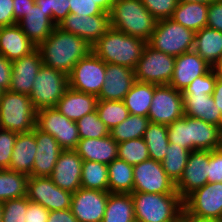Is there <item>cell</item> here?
I'll list each match as a JSON object with an SVG mask.
<instances>
[{"mask_svg": "<svg viewBox=\"0 0 222 222\" xmlns=\"http://www.w3.org/2000/svg\"><path fill=\"white\" fill-rule=\"evenodd\" d=\"M212 97L214 99V102L219 108V110L222 113V77L218 75L215 87H214V92L212 94Z\"/></svg>", "mask_w": 222, "mask_h": 222, "instance_id": "obj_57", "label": "cell"}, {"mask_svg": "<svg viewBox=\"0 0 222 222\" xmlns=\"http://www.w3.org/2000/svg\"><path fill=\"white\" fill-rule=\"evenodd\" d=\"M142 138L146 142L150 159L161 162L169 145L167 125L149 122Z\"/></svg>", "mask_w": 222, "mask_h": 222, "instance_id": "obj_36", "label": "cell"}, {"mask_svg": "<svg viewBox=\"0 0 222 222\" xmlns=\"http://www.w3.org/2000/svg\"><path fill=\"white\" fill-rule=\"evenodd\" d=\"M36 155L30 176L50 177L58 157L63 151L57 140L36 127Z\"/></svg>", "mask_w": 222, "mask_h": 222, "instance_id": "obj_22", "label": "cell"}, {"mask_svg": "<svg viewBox=\"0 0 222 222\" xmlns=\"http://www.w3.org/2000/svg\"><path fill=\"white\" fill-rule=\"evenodd\" d=\"M17 134L16 132L0 129V169L9 168Z\"/></svg>", "mask_w": 222, "mask_h": 222, "instance_id": "obj_48", "label": "cell"}, {"mask_svg": "<svg viewBox=\"0 0 222 222\" xmlns=\"http://www.w3.org/2000/svg\"><path fill=\"white\" fill-rule=\"evenodd\" d=\"M49 212L42 205L30 201L25 214V220L26 222H47Z\"/></svg>", "mask_w": 222, "mask_h": 222, "instance_id": "obj_52", "label": "cell"}, {"mask_svg": "<svg viewBox=\"0 0 222 222\" xmlns=\"http://www.w3.org/2000/svg\"><path fill=\"white\" fill-rule=\"evenodd\" d=\"M28 175L0 169V203L27 196Z\"/></svg>", "mask_w": 222, "mask_h": 222, "instance_id": "obj_35", "label": "cell"}, {"mask_svg": "<svg viewBox=\"0 0 222 222\" xmlns=\"http://www.w3.org/2000/svg\"><path fill=\"white\" fill-rule=\"evenodd\" d=\"M110 193H132L133 165L121 159H115L107 165Z\"/></svg>", "mask_w": 222, "mask_h": 222, "instance_id": "obj_34", "label": "cell"}, {"mask_svg": "<svg viewBox=\"0 0 222 222\" xmlns=\"http://www.w3.org/2000/svg\"><path fill=\"white\" fill-rule=\"evenodd\" d=\"M102 222H136L130 193H109Z\"/></svg>", "mask_w": 222, "mask_h": 222, "instance_id": "obj_32", "label": "cell"}, {"mask_svg": "<svg viewBox=\"0 0 222 222\" xmlns=\"http://www.w3.org/2000/svg\"><path fill=\"white\" fill-rule=\"evenodd\" d=\"M36 113L29 95L5 90L0 97V127L16 133L33 131Z\"/></svg>", "mask_w": 222, "mask_h": 222, "instance_id": "obj_5", "label": "cell"}, {"mask_svg": "<svg viewBox=\"0 0 222 222\" xmlns=\"http://www.w3.org/2000/svg\"><path fill=\"white\" fill-rule=\"evenodd\" d=\"M83 161L108 165L118 158V143L110 136L80 139L75 149Z\"/></svg>", "mask_w": 222, "mask_h": 222, "instance_id": "obj_23", "label": "cell"}, {"mask_svg": "<svg viewBox=\"0 0 222 222\" xmlns=\"http://www.w3.org/2000/svg\"><path fill=\"white\" fill-rule=\"evenodd\" d=\"M109 15L112 28L146 42L151 38L157 24L142 0H116Z\"/></svg>", "mask_w": 222, "mask_h": 222, "instance_id": "obj_3", "label": "cell"}, {"mask_svg": "<svg viewBox=\"0 0 222 222\" xmlns=\"http://www.w3.org/2000/svg\"><path fill=\"white\" fill-rule=\"evenodd\" d=\"M221 131L214 124L190 117L191 151L218 149Z\"/></svg>", "mask_w": 222, "mask_h": 222, "instance_id": "obj_30", "label": "cell"}, {"mask_svg": "<svg viewBox=\"0 0 222 222\" xmlns=\"http://www.w3.org/2000/svg\"><path fill=\"white\" fill-rule=\"evenodd\" d=\"M218 149L222 152V131H221L220 144Z\"/></svg>", "mask_w": 222, "mask_h": 222, "instance_id": "obj_63", "label": "cell"}, {"mask_svg": "<svg viewBox=\"0 0 222 222\" xmlns=\"http://www.w3.org/2000/svg\"><path fill=\"white\" fill-rule=\"evenodd\" d=\"M58 27L81 37L92 47L111 28L110 15L84 16L69 13Z\"/></svg>", "mask_w": 222, "mask_h": 222, "instance_id": "obj_16", "label": "cell"}, {"mask_svg": "<svg viewBox=\"0 0 222 222\" xmlns=\"http://www.w3.org/2000/svg\"><path fill=\"white\" fill-rule=\"evenodd\" d=\"M133 192L156 194L178 193L161 162L147 159L133 166Z\"/></svg>", "mask_w": 222, "mask_h": 222, "instance_id": "obj_12", "label": "cell"}, {"mask_svg": "<svg viewBox=\"0 0 222 222\" xmlns=\"http://www.w3.org/2000/svg\"><path fill=\"white\" fill-rule=\"evenodd\" d=\"M14 3V19L16 22L27 15V12L35 5V0H13Z\"/></svg>", "mask_w": 222, "mask_h": 222, "instance_id": "obj_55", "label": "cell"}, {"mask_svg": "<svg viewBox=\"0 0 222 222\" xmlns=\"http://www.w3.org/2000/svg\"><path fill=\"white\" fill-rule=\"evenodd\" d=\"M0 222H2V203H0Z\"/></svg>", "mask_w": 222, "mask_h": 222, "instance_id": "obj_64", "label": "cell"}, {"mask_svg": "<svg viewBox=\"0 0 222 222\" xmlns=\"http://www.w3.org/2000/svg\"><path fill=\"white\" fill-rule=\"evenodd\" d=\"M214 70L216 71L217 75L222 77V57L219 60L218 64L214 67Z\"/></svg>", "mask_w": 222, "mask_h": 222, "instance_id": "obj_61", "label": "cell"}, {"mask_svg": "<svg viewBox=\"0 0 222 222\" xmlns=\"http://www.w3.org/2000/svg\"><path fill=\"white\" fill-rule=\"evenodd\" d=\"M30 200L27 196L2 203V222H26L25 214Z\"/></svg>", "mask_w": 222, "mask_h": 222, "instance_id": "obj_44", "label": "cell"}, {"mask_svg": "<svg viewBox=\"0 0 222 222\" xmlns=\"http://www.w3.org/2000/svg\"><path fill=\"white\" fill-rule=\"evenodd\" d=\"M73 193L56 186L50 177L29 176L27 198L49 211L70 209Z\"/></svg>", "mask_w": 222, "mask_h": 222, "instance_id": "obj_13", "label": "cell"}, {"mask_svg": "<svg viewBox=\"0 0 222 222\" xmlns=\"http://www.w3.org/2000/svg\"><path fill=\"white\" fill-rule=\"evenodd\" d=\"M182 214L189 220V222H222L214 218H206L195 215H190L184 208Z\"/></svg>", "mask_w": 222, "mask_h": 222, "instance_id": "obj_58", "label": "cell"}, {"mask_svg": "<svg viewBox=\"0 0 222 222\" xmlns=\"http://www.w3.org/2000/svg\"><path fill=\"white\" fill-rule=\"evenodd\" d=\"M35 5L45 11L56 26L70 13V0H35Z\"/></svg>", "mask_w": 222, "mask_h": 222, "instance_id": "obj_45", "label": "cell"}, {"mask_svg": "<svg viewBox=\"0 0 222 222\" xmlns=\"http://www.w3.org/2000/svg\"><path fill=\"white\" fill-rule=\"evenodd\" d=\"M97 96L68 88L55 108L71 121L77 122L84 115L96 110Z\"/></svg>", "mask_w": 222, "mask_h": 222, "instance_id": "obj_26", "label": "cell"}, {"mask_svg": "<svg viewBox=\"0 0 222 222\" xmlns=\"http://www.w3.org/2000/svg\"><path fill=\"white\" fill-rule=\"evenodd\" d=\"M42 65V56L38 48L22 58L13 60L12 78L8 90L30 95L35 77Z\"/></svg>", "mask_w": 222, "mask_h": 222, "instance_id": "obj_19", "label": "cell"}, {"mask_svg": "<svg viewBox=\"0 0 222 222\" xmlns=\"http://www.w3.org/2000/svg\"><path fill=\"white\" fill-rule=\"evenodd\" d=\"M148 124V117L130 114L127 119L109 130V135L117 143L142 138Z\"/></svg>", "mask_w": 222, "mask_h": 222, "instance_id": "obj_37", "label": "cell"}, {"mask_svg": "<svg viewBox=\"0 0 222 222\" xmlns=\"http://www.w3.org/2000/svg\"><path fill=\"white\" fill-rule=\"evenodd\" d=\"M47 222H78L70 209L50 211Z\"/></svg>", "mask_w": 222, "mask_h": 222, "instance_id": "obj_56", "label": "cell"}, {"mask_svg": "<svg viewBox=\"0 0 222 222\" xmlns=\"http://www.w3.org/2000/svg\"><path fill=\"white\" fill-rule=\"evenodd\" d=\"M183 205L190 215L221 220L222 182L206 183L192 192L183 201Z\"/></svg>", "mask_w": 222, "mask_h": 222, "instance_id": "obj_14", "label": "cell"}, {"mask_svg": "<svg viewBox=\"0 0 222 222\" xmlns=\"http://www.w3.org/2000/svg\"><path fill=\"white\" fill-rule=\"evenodd\" d=\"M178 1L179 2H198V3L209 5L211 2H213L215 0H178Z\"/></svg>", "mask_w": 222, "mask_h": 222, "instance_id": "obj_60", "label": "cell"}, {"mask_svg": "<svg viewBox=\"0 0 222 222\" xmlns=\"http://www.w3.org/2000/svg\"><path fill=\"white\" fill-rule=\"evenodd\" d=\"M43 64L69 75L80 59L92 51L81 37L56 26L51 35L37 47Z\"/></svg>", "mask_w": 222, "mask_h": 222, "instance_id": "obj_1", "label": "cell"}, {"mask_svg": "<svg viewBox=\"0 0 222 222\" xmlns=\"http://www.w3.org/2000/svg\"><path fill=\"white\" fill-rule=\"evenodd\" d=\"M209 150L190 152L186 167L175 189L184 201L192 192L208 183Z\"/></svg>", "mask_w": 222, "mask_h": 222, "instance_id": "obj_17", "label": "cell"}, {"mask_svg": "<svg viewBox=\"0 0 222 222\" xmlns=\"http://www.w3.org/2000/svg\"><path fill=\"white\" fill-rule=\"evenodd\" d=\"M36 127L52 135L63 150H75L80 140L77 123L55 107L37 110Z\"/></svg>", "mask_w": 222, "mask_h": 222, "instance_id": "obj_9", "label": "cell"}, {"mask_svg": "<svg viewBox=\"0 0 222 222\" xmlns=\"http://www.w3.org/2000/svg\"><path fill=\"white\" fill-rule=\"evenodd\" d=\"M208 183L222 182V152L219 149L209 151Z\"/></svg>", "mask_w": 222, "mask_h": 222, "instance_id": "obj_49", "label": "cell"}, {"mask_svg": "<svg viewBox=\"0 0 222 222\" xmlns=\"http://www.w3.org/2000/svg\"><path fill=\"white\" fill-rule=\"evenodd\" d=\"M13 6V0H0V27L17 24L13 15Z\"/></svg>", "mask_w": 222, "mask_h": 222, "instance_id": "obj_53", "label": "cell"}, {"mask_svg": "<svg viewBox=\"0 0 222 222\" xmlns=\"http://www.w3.org/2000/svg\"><path fill=\"white\" fill-rule=\"evenodd\" d=\"M106 63L92 51L68 75L69 88L98 96L105 81Z\"/></svg>", "mask_w": 222, "mask_h": 222, "instance_id": "obj_10", "label": "cell"}, {"mask_svg": "<svg viewBox=\"0 0 222 222\" xmlns=\"http://www.w3.org/2000/svg\"><path fill=\"white\" fill-rule=\"evenodd\" d=\"M174 222H189V220L181 214Z\"/></svg>", "mask_w": 222, "mask_h": 222, "instance_id": "obj_62", "label": "cell"}, {"mask_svg": "<svg viewBox=\"0 0 222 222\" xmlns=\"http://www.w3.org/2000/svg\"><path fill=\"white\" fill-rule=\"evenodd\" d=\"M207 26L222 32V1L215 0L208 6Z\"/></svg>", "mask_w": 222, "mask_h": 222, "instance_id": "obj_51", "label": "cell"}, {"mask_svg": "<svg viewBox=\"0 0 222 222\" xmlns=\"http://www.w3.org/2000/svg\"><path fill=\"white\" fill-rule=\"evenodd\" d=\"M68 88V75L43 64L29 97L36 110L51 108L56 106Z\"/></svg>", "mask_w": 222, "mask_h": 222, "instance_id": "obj_7", "label": "cell"}, {"mask_svg": "<svg viewBox=\"0 0 222 222\" xmlns=\"http://www.w3.org/2000/svg\"><path fill=\"white\" fill-rule=\"evenodd\" d=\"M212 69L195 51H189L175 58V67L169 85L183 92L197 77Z\"/></svg>", "mask_w": 222, "mask_h": 222, "instance_id": "obj_20", "label": "cell"}, {"mask_svg": "<svg viewBox=\"0 0 222 222\" xmlns=\"http://www.w3.org/2000/svg\"><path fill=\"white\" fill-rule=\"evenodd\" d=\"M195 32L171 18L158 20L147 44L154 50L177 57L193 50Z\"/></svg>", "mask_w": 222, "mask_h": 222, "instance_id": "obj_6", "label": "cell"}, {"mask_svg": "<svg viewBox=\"0 0 222 222\" xmlns=\"http://www.w3.org/2000/svg\"><path fill=\"white\" fill-rule=\"evenodd\" d=\"M82 158L75 150H63L50 178L53 183L71 193L81 188Z\"/></svg>", "mask_w": 222, "mask_h": 222, "instance_id": "obj_18", "label": "cell"}, {"mask_svg": "<svg viewBox=\"0 0 222 222\" xmlns=\"http://www.w3.org/2000/svg\"><path fill=\"white\" fill-rule=\"evenodd\" d=\"M178 3V0H142V4L157 21L171 18Z\"/></svg>", "mask_w": 222, "mask_h": 222, "instance_id": "obj_46", "label": "cell"}, {"mask_svg": "<svg viewBox=\"0 0 222 222\" xmlns=\"http://www.w3.org/2000/svg\"><path fill=\"white\" fill-rule=\"evenodd\" d=\"M81 187L99 191H109L108 168L96 161H83Z\"/></svg>", "mask_w": 222, "mask_h": 222, "instance_id": "obj_38", "label": "cell"}, {"mask_svg": "<svg viewBox=\"0 0 222 222\" xmlns=\"http://www.w3.org/2000/svg\"><path fill=\"white\" fill-rule=\"evenodd\" d=\"M70 13L84 16L109 14L97 6L93 0H70Z\"/></svg>", "mask_w": 222, "mask_h": 222, "instance_id": "obj_50", "label": "cell"}, {"mask_svg": "<svg viewBox=\"0 0 222 222\" xmlns=\"http://www.w3.org/2000/svg\"><path fill=\"white\" fill-rule=\"evenodd\" d=\"M22 32L38 47L44 42L56 27L51 17H46V12L34 5L27 15L17 22Z\"/></svg>", "mask_w": 222, "mask_h": 222, "instance_id": "obj_28", "label": "cell"}, {"mask_svg": "<svg viewBox=\"0 0 222 222\" xmlns=\"http://www.w3.org/2000/svg\"><path fill=\"white\" fill-rule=\"evenodd\" d=\"M36 148V127L33 131L18 133L8 169L30 176L37 153Z\"/></svg>", "mask_w": 222, "mask_h": 222, "instance_id": "obj_25", "label": "cell"}, {"mask_svg": "<svg viewBox=\"0 0 222 222\" xmlns=\"http://www.w3.org/2000/svg\"><path fill=\"white\" fill-rule=\"evenodd\" d=\"M188 149L175 143H169L165 158L161 165L168 177L176 184L181 178L190 155Z\"/></svg>", "mask_w": 222, "mask_h": 222, "instance_id": "obj_39", "label": "cell"}, {"mask_svg": "<svg viewBox=\"0 0 222 222\" xmlns=\"http://www.w3.org/2000/svg\"><path fill=\"white\" fill-rule=\"evenodd\" d=\"M147 42L110 28L92 46V52L106 64L135 69Z\"/></svg>", "mask_w": 222, "mask_h": 222, "instance_id": "obj_2", "label": "cell"}, {"mask_svg": "<svg viewBox=\"0 0 222 222\" xmlns=\"http://www.w3.org/2000/svg\"><path fill=\"white\" fill-rule=\"evenodd\" d=\"M136 82L134 69L117 64H107L105 81L97 96L98 100H124L125 95Z\"/></svg>", "mask_w": 222, "mask_h": 222, "instance_id": "obj_21", "label": "cell"}, {"mask_svg": "<svg viewBox=\"0 0 222 222\" xmlns=\"http://www.w3.org/2000/svg\"><path fill=\"white\" fill-rule=\"evenodd\" d=\"M12 78V61L7 60L0 54V89L5 91L9 89Z\"/></svg>", "mask_w": 222, "mask_h": 222, "instance_id": "obj_54", "label": "cell"}, {"mask_svg": "<svg viewBox=\"0 0 222 222\" xmlns=\"http://www.w3.org/2000/svg\"><path fill=\"white\" fill-rule=\"evenodd\" d=\"M136 222H174L183 212L179 193L132 192Z\"/></svg>", "mask_w": 222, "mask_h": 222, "instance_id": "obj_4", "label": "cell"}, {"mask_svg": "<svg viewBox=\"0 0 222 222\" xmlns=\"http://www.w3.org/2000/svg\"><path fill=\"white\" fill-rule=\"evenodd\" d=\"M208 6L198 2H179L171 19L197 32L207 26Z\"/></svg>", "mask_w": 222, "mask_h": 222, "instance_id": "obj_31", "label": "cell"}, {"mask_svg": "<svg viewBox=\"0 0 222 222\" xmlns=\"http://www.w3.org/2000/svg\"><path fill=\"white\" fill-rule=\"evenodd\" d=\"M104 12L109 13L116 0H93Z\"/></svg>", "mask_w": 222, "mask_h": 222, "instance_id": "obj_59", "label": "cell"}, {"mask_svg": "<svg viewBox=\"0 0 222 222\" xmlns=\"http://www.w3.org/2000/svg\"><path fill=\"white\" fill-rule=\"evenodd\" d=\"M193 51L214 68L222 57V32L208 26L195 32Z\"/></svg>", "mask_w": 222, "mask_h": 222, "instance_id": "obj_29", "label": "cell"}, {"mask_svg": "<svg viewBox=\"0 0 222 222\" xmlns=\"http://www.w3.org/2000/svg\"><path fill=\"white\" fill-rule=\"evenodd\" d=\"M184 115L201 119L222 128V113L217 108L212 95L182 93Z\"/></svg>", "mask_w": 222, "mask_h": 222, "instance_id": "obj_24", "label": "cell"}, {"mask_svg": "<svg viewBox=\"0 0 222 222\" xmlns=\"http://www.w3.org/2000/svg\"><path fill=\"white\" fill-rule=\"evenodd\" d=\"M154 95V84L136 81L125 95L124 103L129 114L148 117Z\"/></svg>", "mask_w": 222, "mask_h": 222, "instance_id": "obj_33", "label": "cell"}, {"mask_svg": "<svg viewBox=\"0 0 222 222\" xmlns=\"http://www.w3.org/2000/svg\"><path fill=\"white\" fill-rule=\"evenodd\" d=\"M169 143L181 145L191 151L190 117L184 115L167 126Z\"/></svg>", "mask_w": 222, "mask_h": 222, "instance_id": "obj_43", "label": "cell"}, {"mask_svg": "<svg viewBox=\"0 0 222 222\" xmlns=\"http://www.w3.org/2000/svg\"><path fill=\"white\" fill-rule=\"evenodd\" d=\"M217 77L216 71L212 68L205 75L197 77L182 93L212 95Z\"/></svg>", "mask_w": 222, "mask_h": 222, "instance_id": "obj_47", "label": "cell"}, {"mask_svg": "<svg viewBox=\"0 0 222 222\" xmlns=\"http://www.w3.org/2000/svg\"><path fill=\"white\" fill-rule=\"evenodd\" d=\"M175 58L154 50L147 44L134 69L136 81L156 85H169L175 67Z\"/></svg>", "mask_w": 222, "mask_h": 222, "instance_id": "obj_8", "label": "cell"}, {"mask_svg": "<svg viewBox=\"0 0 222 222\" xmlns=\"http://www.w3.org/2000/svg\"><path fill=\"white\" fill-rule=\"evenodd\" d=\"M96 112L109 130L123 122L130 115L123 100H98Z\"/></svg>", "mask_w": 222, "mask_h": 222, "instance_id": "obj_40", "label": "cell"}, {"mask_svg": "<svg viewBox=\"0 0 222 222\" xmlns=\"http://www.w3.org/2000/svg\"><path fill=\"white\" fill-rule=\"evenodd\" d=\"M80 139L102 138L109 135V129L95 111L84 115L77 122Z\"/></svg>", "mask_w": 222, "mask_h": 222, "instance_id": "obj_42", "label": "cell"}, {"mask_svg": "<svg viewBox=\"0 0 222 222\" xmlns=\"http://www.w3.org/2000/svg\"><path fill=\"white\" fill-rule=\"evenodd\" d=\"M36 48L17 24L0 27V54L7 60L22 58Z\"/></svg>", "mask_w": 222, "mask_h": 222, "instance_id": "obj_27", "label": "cell"}, {"mask_svg": "<svg viewBox=\"0 0 222 222\" xmlns=\"http://www.w3.org/2000/svg\"><path fill=\"white\" fill-rule=\"evenodd\" d=\"M109 193L81 187L72 195L70 210L78 222H102Z\"/></svg>", "mask_w": 222, "mask_h": 222, "instance_id": "obj_15", "label": "cell"}, {"mask_svg": "<svg viewBox=\"0 0 222 222\" xmlns=\"http://www.w3.org/2000/svg\"><path fill=\"white\" fill-rule=\"evenodd\" d=\"M149 158L147 145L143 138L118 143V159L126 161L130 165L134 166Z\"/></svg>", "mask_w": 222, "mask_h": 222, "instance_id": "obj_41", "label": "cell"}, {"mask_svg": "<svg viewBox=\"0 0 222 222\" xmlns=\"http://www.w3.org/2000/svg\"><path fill=\"white\" fill-rule=\"evenodd\" d=\"M183 116L182 92L170 85L154 84V95L148 112L149 122L168 126Z\"/></svg>", "mask_w": 222, "mask_h": 222, "instance_id": "obj_11", "label": "cell"}]
</instances>
